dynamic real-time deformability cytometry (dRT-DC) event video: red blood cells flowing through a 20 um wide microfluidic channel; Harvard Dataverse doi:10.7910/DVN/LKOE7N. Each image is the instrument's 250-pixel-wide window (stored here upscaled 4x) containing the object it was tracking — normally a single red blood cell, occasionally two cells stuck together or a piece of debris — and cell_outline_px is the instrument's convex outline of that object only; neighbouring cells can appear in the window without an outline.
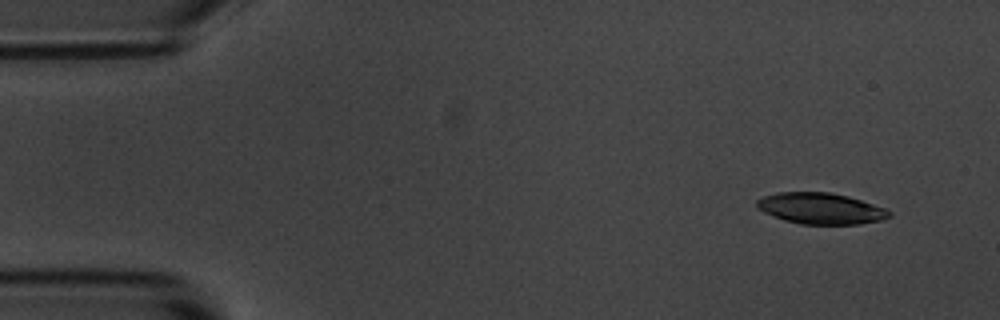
{"species": "common noctule bat (a hibernating species)", "species_latin": "Nyctalus noctula", "temperature_condition": "room temperature", "stored_images_in_passage": 3, "camera_frame_rate_fps": 3000, "um_per_image_px": 0.085, "animal": {"sex": "male", "body_mass_g": 20.1, "forearm_length_mm": 53.5}, "frame": {"image": 1, "passage_image": 1, "time_ms": 0.0, "image_size_px": [1000, 320], "cell_outline_px": [[892, 216], [880, 220], [860, 224], [800, 224], [784, 220], [764, 212], [756, 208], [756, 200], [764, 196], [776, 192], [828, 192], [848, 196], [884, 208], [892, 212]], "centroid_in_image_um": [69.74, 17.72], "position_along_channel_um": 15.3, "area_um2": 23.99}}